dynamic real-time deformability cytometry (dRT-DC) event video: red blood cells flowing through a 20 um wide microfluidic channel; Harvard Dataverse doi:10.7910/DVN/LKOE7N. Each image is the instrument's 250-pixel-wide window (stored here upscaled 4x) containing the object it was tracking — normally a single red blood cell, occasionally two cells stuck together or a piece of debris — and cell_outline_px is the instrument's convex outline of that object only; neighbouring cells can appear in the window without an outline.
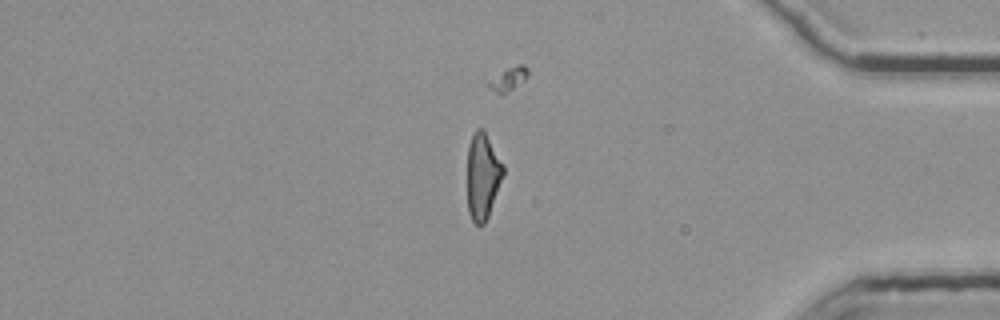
{"species": "common noctule bat (a hibernating species)", "species_latin": "Nyctalus noctula", "temperature_condition": "room temperature", "stored_images_in_passage": 44, "segment_of_instrument_passage": [3, 3], "camera_frame_rate_fps": 3000, "um_per_image_px": 0.085, "animal": {"sex": "female", "body_mass_g": 25.1}, "frame": {"image": 1, "passage_image": 35, "time_ms": 11.333, "image_size_px": [1000, 320], "cell_outline_px": [[504, 172], [488, 216], [484, 224], [476, 224], [472, 220], [468, 212], [468, 144], [476, 128], [484, 128], [504, 164]], "centroid_in_image_um": [41.03, 14.91], "position_along_channel_um": 394.2, "area_um2": 18.03}}
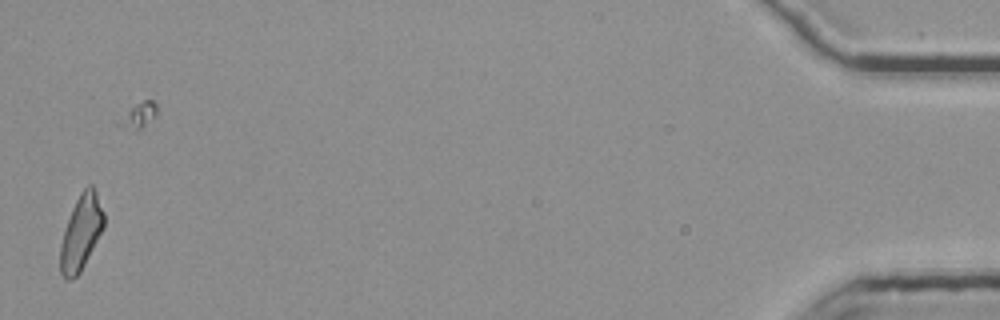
{"frame": {"image": 2, "passage_image": 43, "time_ms": 14.0, "image_size_px": [1000, 320], "cell_outline_px": [[104, 228], [80, 272], [72, 280], [68, 280], [60, 272], [60, 244], [72, 208], [80, 192], [88, 184], [92, 184], [96, 192], [104, 212]], "centroid_in_image_um": [6.9, 19.75], "position_along_channel_um": 428.3, "area_um2": 18.9}}